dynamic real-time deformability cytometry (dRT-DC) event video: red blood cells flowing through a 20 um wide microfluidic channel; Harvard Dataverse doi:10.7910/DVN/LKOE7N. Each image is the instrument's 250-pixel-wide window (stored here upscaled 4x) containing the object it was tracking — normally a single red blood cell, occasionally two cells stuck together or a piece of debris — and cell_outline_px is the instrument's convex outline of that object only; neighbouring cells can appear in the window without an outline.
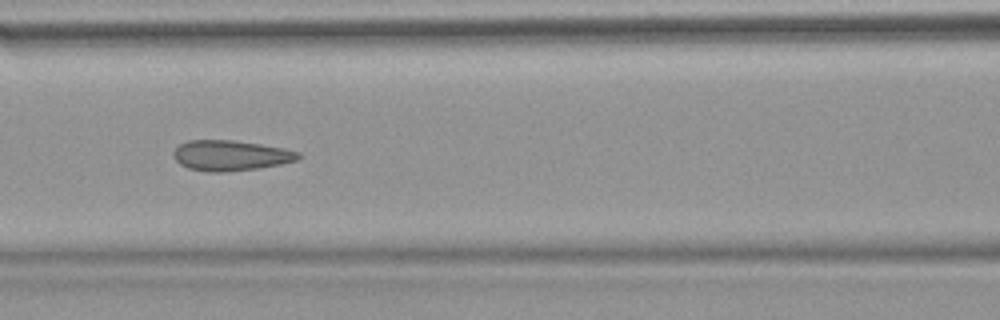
{"species": "common noctule bat (a hibernating species)", "species_latin": "Nyctalus noctula", "temperature_condition": "warm", "stored_images_in_passage": 34, "camera_frame_rate_fps": 3000, "um_per_image_px": 0.085, "animal": {"sex": "female", "body_mass_g": 18.4}, "frame": {"image": 1, "passage_image": 14, "time_ms": 4.333, "image_size_px": [1000, 320], "cell_outline_px": [[304, 156], [296, 160], [280, 164], [260, 168], [224, 172], [208, 172], [188, 168], [180, 164], [172, 156], [172, 152], [180, 144], [188, 140], [232, 140], [260, 144], [284, 148], [300, 152]], "centroid_in_image_um": [19.61, 13.22], "position_along_channel_um": 147.0, "area_um2": 22.25}}
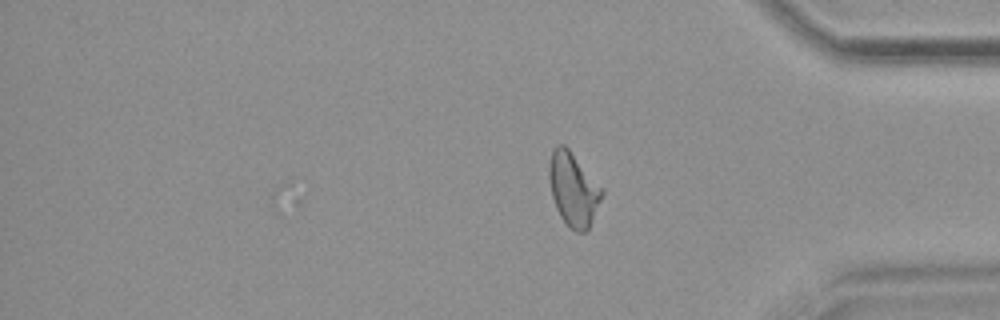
{"frame": {"image": 2, "passage_image": 34, "time_ms": 11.0, "image_size_px": [1000, 320], "cell_outline_px": [[604, 192], [592, 220], [588, 228], [584, 232], [576, 232], [560, 216], [556, 208], [552, 196], [548, 176], [548, 164], [552, 152], [556, 144], [564, 144], [568, 148], [604, 188]], "centroid_in_image_um": [48.73, 16.05], "position_along_channel_um": 386.5, "area_um2": 22.54}, "authors_computed_cell_mechanics": {"area_um2": 21.6172, "velocity_mm_per_s": 3.8251, "shape_relaxation_time_tau1_ms": null, "shape_relaxation_time_tau2_ms": 1.3512, "deformation_change_tau1": null, "deformation_change_tau2": 0.0765}}